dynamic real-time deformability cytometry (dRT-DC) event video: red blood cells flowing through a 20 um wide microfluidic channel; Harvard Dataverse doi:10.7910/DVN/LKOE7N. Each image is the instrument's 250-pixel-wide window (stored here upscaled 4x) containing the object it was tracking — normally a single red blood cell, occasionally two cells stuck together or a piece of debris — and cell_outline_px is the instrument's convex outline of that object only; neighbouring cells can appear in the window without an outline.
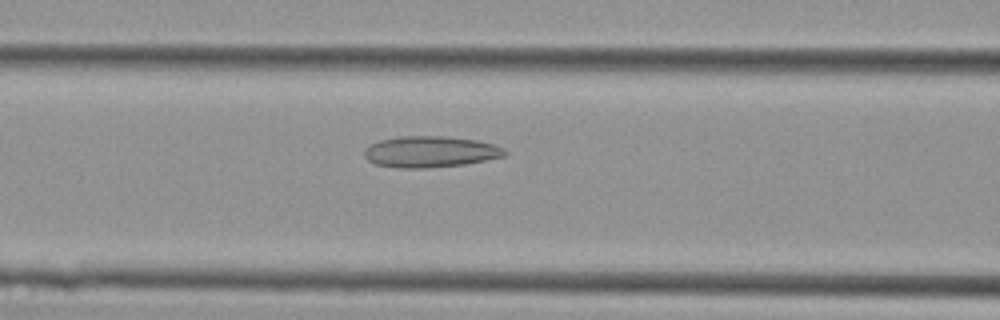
{"species": "Egyptian fruit bat (a non-hibernating species)", "species_latin": "Rousettus aegyptiacus", "temperature_condition": "cold", "stored_images_in_passage": 25, "camera_frame_rate_fps": 3000, "um_per_image_px": 0.085, "animal": {"sex": "female"}, "frame": {"image": 1, "passage_image": 7, "time_ms": 2.0, "image_size_px": [1000, 320], "cell_outline_px": [[508, 152], [504, 156], [464, 164], [428, 168], [400, 168], [376, 164], [368, 160], [364, 156], [364, 148], [380, 140], [400, 136], [444, 136], [476, 140], [492, 144], [504, 148]], "centroid_in_image_um": [36.56, 12.9], "position_along_channel_um": 130.0, "area_um2": 25.43}}
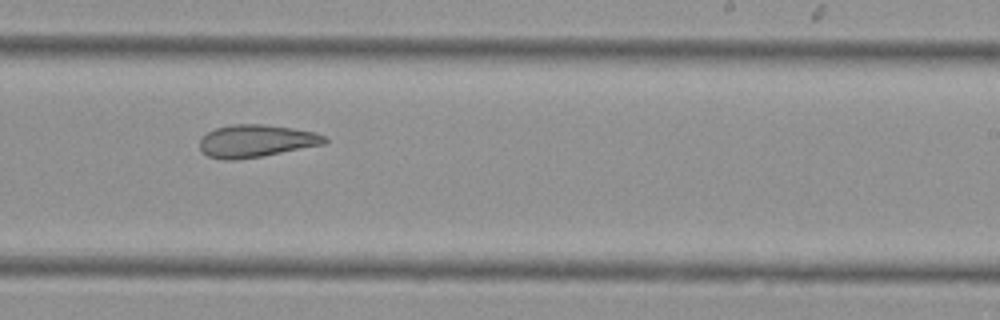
{"frame": {"image": 2, "passage_image": 16, "time_ms": 5.0, "image_size_px": [1000, 320], "cell_outline_px": [[328, 144], [260, 156], [236, 160], [224, 160], [208, 156], [200, 148], [200, 140], [208, 132], [216, 128], [232, 124], [264, 124], [292, 128], [316, 132], [324, 136], [328, 140]], "centroid_in_image_um": [21.81, 11.98], "position_along_channel_um": 267.2, "area_um2": 23.64}}
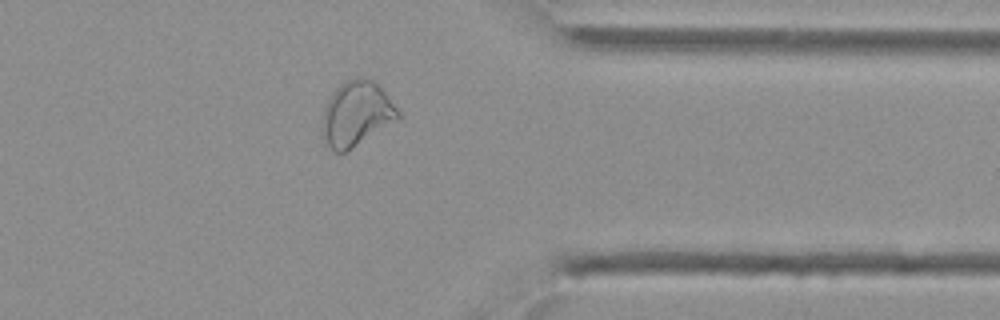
{"frame": {"image": 3, "passage_image": 24, "time_ms": 7.667, "image_size_px": [1000, 320], "cell_outline_px": [[400, 116], [396, 120], [344, 152], [332, 152], [320, 128], [324, 108], [332, 92], [344, 80], [356, 76], [368, 76], [384, 92], [400, 112]], "centroid_in_image_um": [30.25, 9.62], "position_along_channel_um": 381.1, "area_um2": 28.32}}